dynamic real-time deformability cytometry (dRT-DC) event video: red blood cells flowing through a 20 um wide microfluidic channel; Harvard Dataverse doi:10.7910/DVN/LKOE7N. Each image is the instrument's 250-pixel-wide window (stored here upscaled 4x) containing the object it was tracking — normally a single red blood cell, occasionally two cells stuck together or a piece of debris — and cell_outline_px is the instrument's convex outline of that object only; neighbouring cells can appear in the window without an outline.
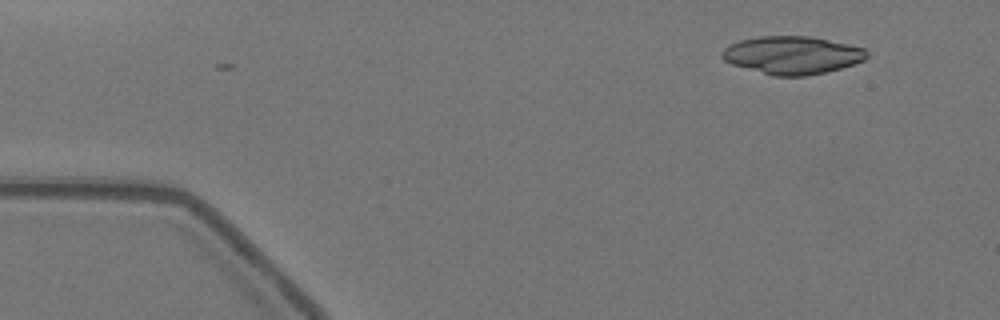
{"species": "Egyptian fruit bat (a non-hibernating species)", "species_latin": "Rousettus aegyptiacus", "temperature_condition": "warm", "stored_images_in_passage": 4, "camera_frame_rate_fps": 3000, "um_per_image_px": 0.085, "animal": {"sex": "female"}, "frame": {"image": 1, "passage_image": 4, "time_ms": 1.0, "image_size_px": [1000, 320], "cell_outline_px": [[868, 56], [864, 60], [840, 68], [824, 72], [804, 76], [772, 76], [732, 64], [724, 60], [720, 56], [720, 52], [724, 48], [740, 40], [760, 36], [808, 36], [848, 44], [864, 48], [868, 52]], "centroid_in_image_um": [67.31, 4.69], "position_along_channel_um": 17.7, "area_um2": 31.79}}